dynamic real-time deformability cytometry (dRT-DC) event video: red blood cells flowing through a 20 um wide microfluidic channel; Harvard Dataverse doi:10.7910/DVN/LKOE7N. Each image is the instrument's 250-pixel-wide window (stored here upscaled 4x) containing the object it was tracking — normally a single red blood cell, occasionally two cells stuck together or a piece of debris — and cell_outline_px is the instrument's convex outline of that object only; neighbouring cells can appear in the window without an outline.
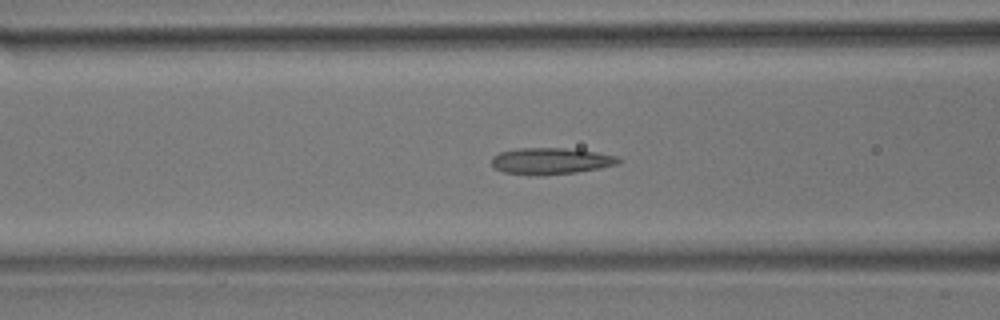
{"species": "common noctule bat (a hibernating species)", "species_latin": "Nyctalus noctula", "temperature_condition": "room temperature", "stored_images_in_passage": 54, "camera_frame_rate_fps": 3000, "um_per_image_px": 0.085, "animal": {"sex": "male", "body_mass_g": 17.9}, "frame": {"image": 1, "passage_image": 20, "time_ms": 6.333, "image_size_px": [1000, 320], "cell_outline_px": [[624, 160], [616, 164], [600, 168], [576, 172], [544, 176], [528, 176], [504, 172], [496, 168], [492, 164], [492, 156], [500, 152], [520, 148], [564, 148], [596, 152], [616, 156]], "centroid_in_image_um": [46.81, 13.7], "position_along_channel_um": 119.8, "area_um2": 19.71}}
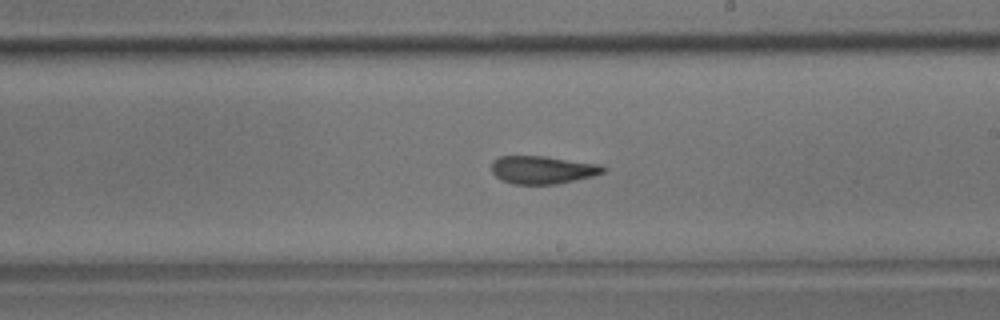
{"frame": {"image": 2, "passage_image": 30, "time_ms": 9.667, "image_size_px": [1000, 320], "cell_outline_px": [[608, 168], [604, 172], [592, 176], [560, 184], [512, 184], [500, 180], [492, 172], [492, 160], [500, 156], [544, 156], [600, 164]], "centroid_in_image_um": [46.12, 14.44], "position_along_channel_um": 242.9, "area_um2": 18.32}}
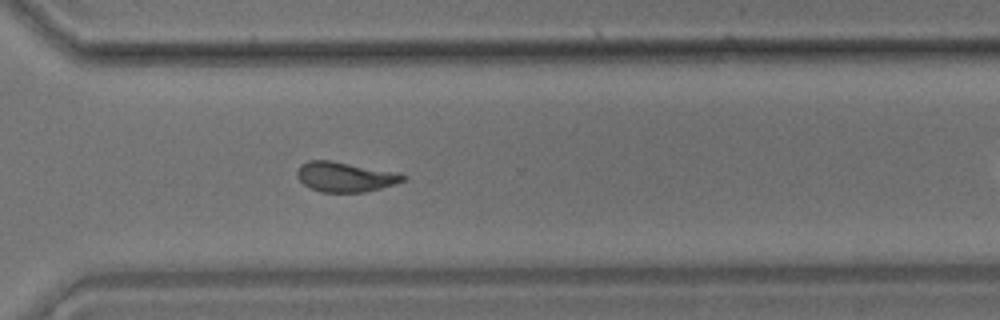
{"frame": {"image": 3, "passage_image": 38, "time_ms": 12.333, "image_size_px": [1000, 320], "cell_outline_px": [[408, 176], [404, 180], [396, 184], [364, 192], [320, 192], [308, 188], [296, 176], [296, 172], [300, 164], [308, 160], [332, 160], [400, 172]], "centroid_in_image_um": [29.34, 15.02], "position_along_channel_um": 341.3, "area_um2": 18.84}, "authors_computed_cell_mechanics": {"area_um2": 18.8428, "velocity_mm_per_s": 3.695, "shape_relaxation_time_tau1_ms": 10.8348, "shape_relaxation_time_tau2_ms": 1.45, "deformation_change_tau1": 0.2426, "deformation_change_tau2": 0.0845}}